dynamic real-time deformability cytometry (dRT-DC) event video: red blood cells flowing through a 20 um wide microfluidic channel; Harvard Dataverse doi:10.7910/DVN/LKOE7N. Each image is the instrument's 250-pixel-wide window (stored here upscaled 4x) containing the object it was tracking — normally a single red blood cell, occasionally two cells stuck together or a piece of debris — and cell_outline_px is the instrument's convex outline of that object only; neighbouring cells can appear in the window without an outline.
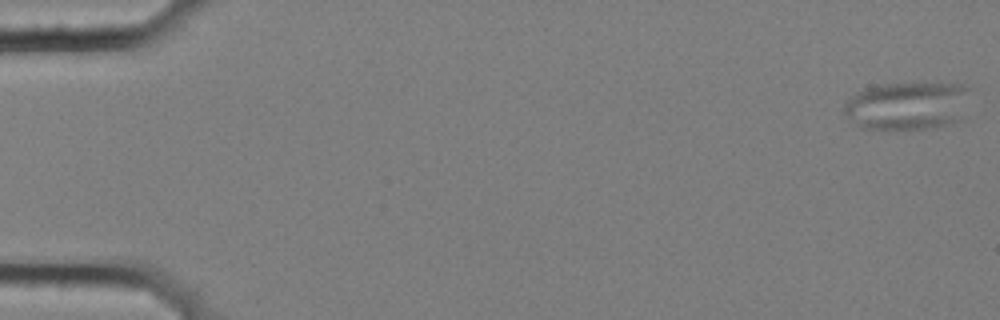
{"species": "common noctule bat (a hibernating species)", "species_latin": "Nyctalus noctula", "temperature_condition": "cold", "stored_images_in_passage": 5, "camera_frame_rate_fps": 3000, "um_per_image_px": 0.085, "animal": {"sex": "female", "body_mass_g": 25.1}, "frame": {"image": 1, "passage_image": 1, "time_ms": 0.0, "image_size_px": [1000, 320], "cell_outline_px": [[968, 88], [960, 120], [952, 124], [932, 128], [864, 128], [848, 116], [844, 112], [844, 104], [856, 92], [868, 88], [884, 84], [964, 84]], "centroid_in_image_um": [77.13, 8.99], "position_along_channel_um": 7.9, "area_um2": 34.28}}